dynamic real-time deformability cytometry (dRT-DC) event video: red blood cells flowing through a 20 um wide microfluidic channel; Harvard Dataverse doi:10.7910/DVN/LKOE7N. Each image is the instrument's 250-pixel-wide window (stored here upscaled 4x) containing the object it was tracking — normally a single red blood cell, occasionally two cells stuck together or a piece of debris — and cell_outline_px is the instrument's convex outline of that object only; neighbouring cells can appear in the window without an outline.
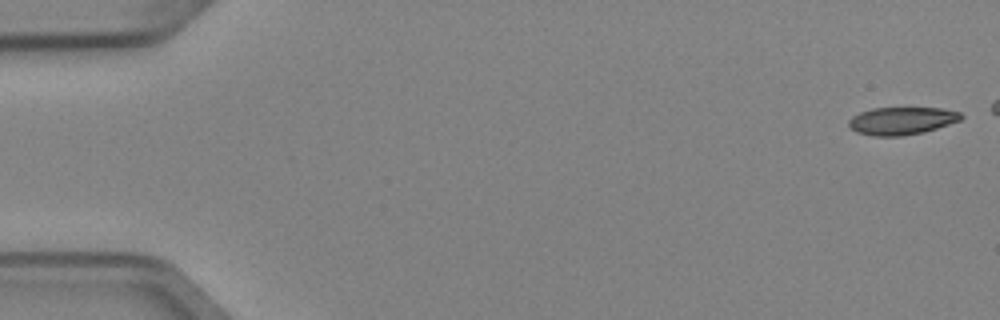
{"species": "Egyptian fruit bat (a non-hibernating species)", "species_latin": "Rousettus aegyptiacus", "temperature_condition": "cold", "stored_images_in_passage": 46, "camera_frame_rate_fps": 3000, "um_per_image_px": 0.085, "animal": {"sex": "female"}, "frame": {"image": 1, "passage_image": 1, "time_ms": 0.0, "image_size_px": [1000, 320], "cell_outline_px": [[964, 116], [960, 120], [924, 132], [900, 136], [872, 136], [856, 132], [848, 124], [848, 120], [852, 116], [860, 112], [872, 108], [940, 108], [960, 112]], "centroid_in_image_um": [76.62, 10.27], "position_along_channel_um": 8.4, "area_um2": 18.03}}
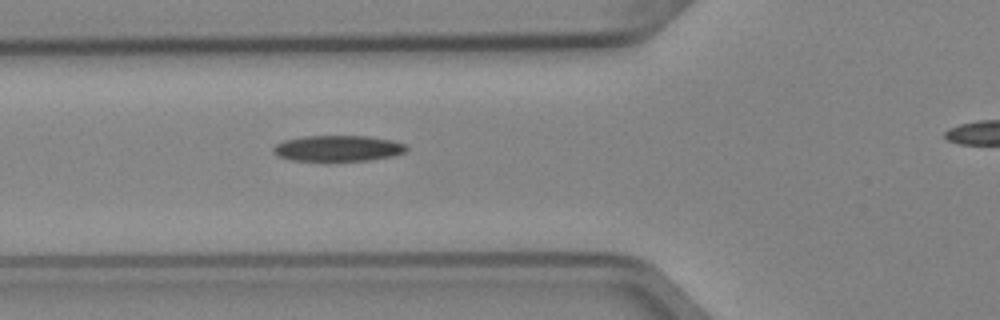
{"frame": {"image": 2, "passage_image": 19, "time_ms": 6.0, "image_size_px": [1000, 320], "cell_outline_px": [[408, 148], [404, 152], [392, 156], [368, 160], [292, 160], [276, 156], [272, 152], [272, 148], [276, 144], [284, 140], [304, 136], [368, 136], [392, 140], [404, 144]], "centroid_in_image_um": [28.69, 12.6], "position_along_channel_um": 97.1, "area_um2": 19.94}}
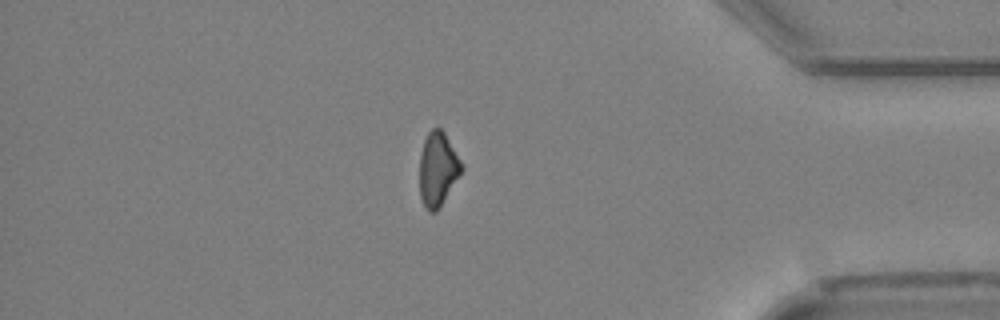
{"frame": {"image": 3, "passage_image": 44, "time_ms": 14.333, "image_size_px": [1000, 320], "cell_outline_px": [[464, 168], [440, 208], [436, 212], [428, 212], [420, 196], [420, 156], [424, 140], [428, 132], [432, 128], [440, 128], [444, 132], [460, 160]], "centroid_in_image_um": [37.21, 14.4], "position_along_channel_um": 398.0, "area_um2": 17.98}, "authors_computed_cell_mechanics": {"area_um2": 19.4786, "velocity_mm_per_s": 3.9764, "shape_relaxation_time_tau1_ms": 5.0819, "shape_relaxation_time_tau2_ms": null, "deformation_change_tau1": 0.1399, "deformation_change_tau2": null}}